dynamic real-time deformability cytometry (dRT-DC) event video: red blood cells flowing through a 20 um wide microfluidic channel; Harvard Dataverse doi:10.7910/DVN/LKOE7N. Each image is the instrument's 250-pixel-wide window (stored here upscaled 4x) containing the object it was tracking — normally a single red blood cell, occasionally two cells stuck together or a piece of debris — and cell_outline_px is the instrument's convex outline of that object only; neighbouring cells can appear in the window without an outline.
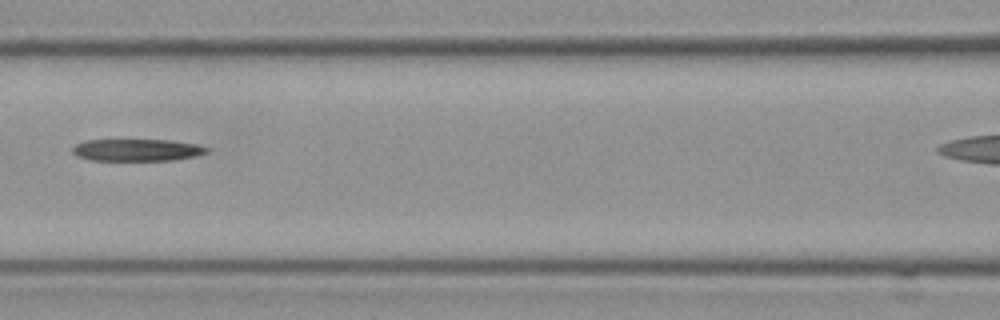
{"species": "Egyptian fruit bat (a non-hibernating species)", "species_latin": "Rousettus aegyptiacus", "temperature_condition": "cold", "stored_images_in_passage": 6, "camera_frame_rate_fps": 3000, "um_per_image_px": 0.085, "frame": {"image": 1, "passage_image": 5, "time_ms": 1.333, "image_size_px": [1000, 320], "cell_outline_px": [[208, 152], [196, 156], [172, 160], [88, 160], [76, 156], [72, 152], [72, 148], [76, 144], [84, 140], [172, 140], [200, 144], [208, 148]], "centroid_in_image_um": [11.65, 12.74], "position_along_channel_um": 155.0, "area_um2": 17.4}}